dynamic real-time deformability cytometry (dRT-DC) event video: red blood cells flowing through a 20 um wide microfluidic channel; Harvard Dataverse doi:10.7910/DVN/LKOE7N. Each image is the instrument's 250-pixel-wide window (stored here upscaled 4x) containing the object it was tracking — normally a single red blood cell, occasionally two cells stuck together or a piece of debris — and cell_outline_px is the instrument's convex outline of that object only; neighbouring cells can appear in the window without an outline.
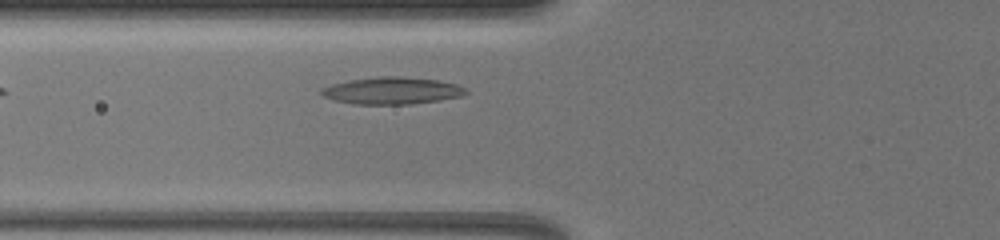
{"species": "common noctule bat (a hibernating species)", "species_latin": "Nyctalus noctula", "temperature_condition": "warm", "stored_images_in_passage": 2, "camera_frame_rate_fps": 3000, "um_per_image_px": 0.085, "animal": {"sex": "female", "body_mass_g": 19.5, "forearm_length_mm": 54.1}, "frame": {"image": 1, "passage_image": 2, "time_ms": 0.667, "image_size_px": [1000, 240], "cell_outline_px": [[468, 92], [460, 96], [440, 100], [412, 104], [352, 104], [332, 100], [324, 96], [320, 92], [320, 88], [332, 84], [348, 80], [380, 76], [400, 76], [436, 80], [456, 84], [468, 88]], "centroid_in_image_um": [33.3, 7.71], "position_along_channel_um": 92.5, "area_um2": 22.89}}